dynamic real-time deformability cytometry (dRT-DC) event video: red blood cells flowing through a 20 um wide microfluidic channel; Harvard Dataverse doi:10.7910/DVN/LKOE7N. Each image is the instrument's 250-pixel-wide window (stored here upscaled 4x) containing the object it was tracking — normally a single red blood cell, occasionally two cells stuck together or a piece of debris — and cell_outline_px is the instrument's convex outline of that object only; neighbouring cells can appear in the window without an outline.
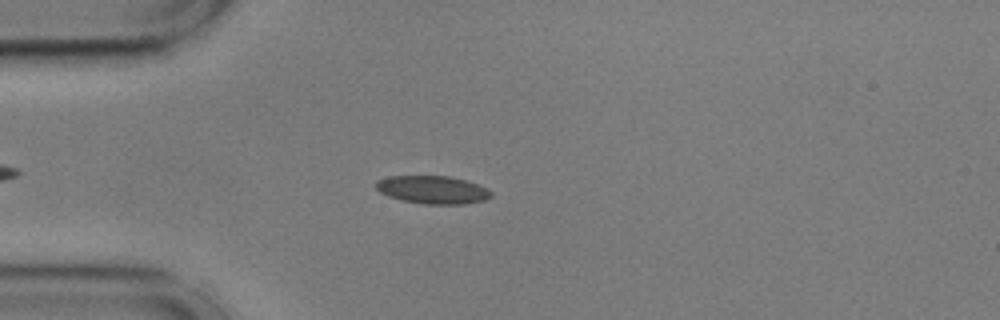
{"species": "common noctule bat (a hibernating species)", "species_latin": "Nyctalus noctula", "temperature_condition": "cold", "stored_images_in_passage": 50, "camera_frame_rate_fps": 3000, "um_per_image_px": 0.085, "animal": {"sex": "male", "body_mass_g": 17.9, "forearm_length_mm": 54.2}, "frame": {"image": 1, "passage_image": 9, "time_ms": 2.667, "image_size_px": [1000, 320], "cell_outline_px": [[492, 196], [484, 200], [464, 204], [424, 204], [400, 200], [388, 196], [380, 192], [376, 188], [376, 180], [388, 176], [448, 176], [464, 180], [476, 184], [492, 192]], "centroid_in_image_um": [36.73, 16.13], "position_along_channel_um": 48.3, "area_um2": 18.67}}
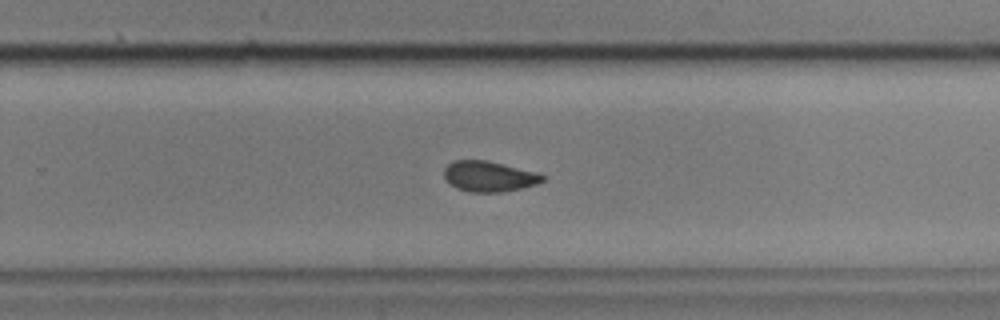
{"frame": {"image": 2, "passage_image": 30, "time_ms": 9.667, "image_size_px": [1000, 320], "cell_outline_px": [[544, 180], [536, 184], [520, 188], [500, 192], [472, 192], [456, 188], [448, 184], [444, 176], [444, 168], [452, 160], [488, 160], [536, 172], [544, 176]], "centroid_in_image_um": [41.51, 14.98], "position_along_channel_um": 288.3, "area_um2": 17.51}}
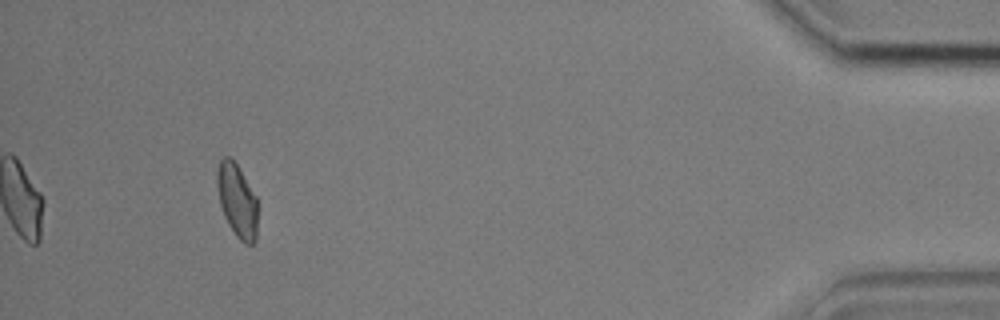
{"frame": {"image": 3, "passage_image": 46, "time_ms": 15.0, "image_size_px": [1000, 320], "cell_outline_px": [[256, 240], [252, 244], [244, 244], [236, 236], [228, 224], [224, 216], [220, 204], [216, 184], [216, 168], [220, 160], [224, 156], [228, 156], [236, 164], [256, 196]], "centroid_in_image_um": [20.12, 17.04], "position_along_channel_um": 415.1, "area_um2": 17.22}, "authors_computed_cell_mechanics": {"area_um2": 18.0914, "velocity_mm_per_s": 3.6055, "shape_relaxation_time_tau1_ms": 8.6695, "shape_relaxation_time_tau2_ms": 1.8233, "deformation_change_tau1": 0.1336, "deformation_change_tau2": 0.0541}}